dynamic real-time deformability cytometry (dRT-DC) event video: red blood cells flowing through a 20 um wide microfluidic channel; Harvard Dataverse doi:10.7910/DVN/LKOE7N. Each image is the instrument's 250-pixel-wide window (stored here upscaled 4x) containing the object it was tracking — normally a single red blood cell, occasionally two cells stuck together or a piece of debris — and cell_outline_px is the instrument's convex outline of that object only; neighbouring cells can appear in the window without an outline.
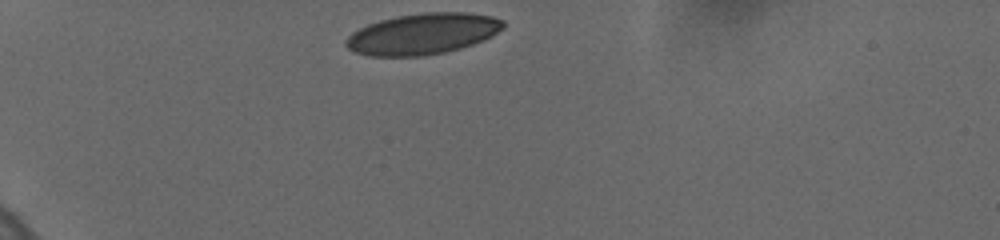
{"species": "human", "species_latin": "Homo sapiens", "temperature_condition": "cold", "stored_images_in_passage": 25, "camera_frame_rate_fps": 3000, "um_per_image_px": 0.085, "donor": {"sex": "female"}, "frame": {"image": 1, "passage_image": 1, "time_ms": 0.0, "image_size_px": [1000, 240], "cell_outline_px": [[504, 28], [492, 36], [484, 40], [460, 48], [444, 52], [420, 56], [368, 56], [356, 52], [348, 48], [344, 44], [344, 40], [352, 32], [368, 24], [380, 20], [396, 16], [424, 12], [468, 12], [492, 16], [504, 20]], "centroid_in_image_um": [35.93, 2.87], "position_along_channel_um": 49.1, "area_um2": 37.74}}
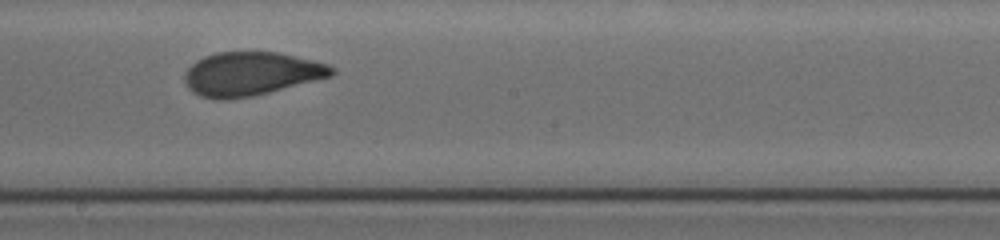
{"frame": {"image": 2, "passage_image": 14, "time_ms": 6.0, "image_size_px": [1000, 240], "cell_outline_px": [[336, 72], [332, 76], [252, 96], [228, 100], [220, 100], [200, 96], [192, 92], [188, 88], [184, 80], [184, 72], [196, 60], [204, 56], [216, 52], [280, 52], [328, 64], [336, 68]], "centroid_in_image_um": [21.32, 6.27], "position_along_channel_um": 226.9, "area_um2": 37.51}}
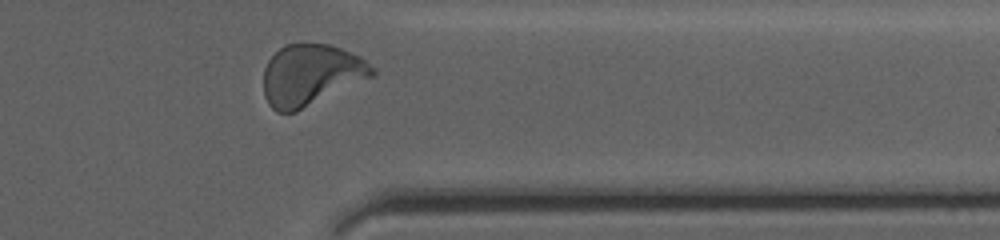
{"frame": {"image": 3, "passage_image": 24, "time_ms": 10.333, "image_size_px": [1000, 240], "cell_outline_px": [[376, 76], [296, 112], [276, 112], [268, 104], [264, 96], [264, 68], [268, 60], [284, 44], [328, 44], [340, 48], [360, 56], [376, 68]], "centroid_in_image_um": [26.46, 6.38], "position_along_channel_um": 384.9, "area_um2": 39.13}, "authors_computed_cell_mechanics": {"area_um2": 37.5122, "velocity_mm_per_s": 3.6815, "shape_relaxation_time_tau1_ms": 9.3603, "shape_relaxation_time_tau2_ms": 0.8531, "deformation_change_tau1": 0.2175, "deformation_change_tau2": 0.0606}}